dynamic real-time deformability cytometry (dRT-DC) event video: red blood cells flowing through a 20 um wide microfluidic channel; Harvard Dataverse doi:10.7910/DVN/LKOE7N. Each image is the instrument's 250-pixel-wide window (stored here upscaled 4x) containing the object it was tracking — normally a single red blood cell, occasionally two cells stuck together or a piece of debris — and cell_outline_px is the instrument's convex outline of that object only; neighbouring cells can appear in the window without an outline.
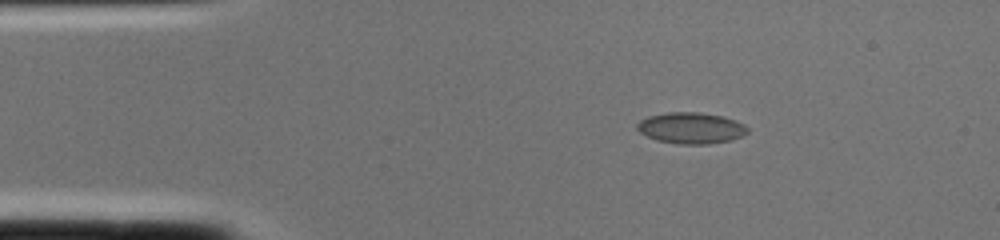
{"species": "common noctule bat (a hibernating species)", "species_latin": "Nyctalus noctula", "temperature_condition": "cold", "stored_images_in_passage": 1, "camera_frame_rate_fps": 3000, "um_per_image_px": 0.085, "animal": {"sex": "female", "body_mass_g": 22.0, "forearm_length_mm": 56.7}, "frame": {"image": 1, "passage_image": 1, "time_ms": 0.0, "image_size_px": [1000, 240], "cell_outline_px": [[748, 132], [744, 136], [732, 140], [708, 144], [676, 144], [656, 140], [640, 132], [636, 128], [636, 124], [640, 120], [648, 116], [668, 112], [700, 112], [720, 116], [736, 120], [744, 124], [748, 128]], "centroid_in_image_um": [58.75, 10.89], "position_along_channel_um": 26.3, "area_um2": 20.23}}